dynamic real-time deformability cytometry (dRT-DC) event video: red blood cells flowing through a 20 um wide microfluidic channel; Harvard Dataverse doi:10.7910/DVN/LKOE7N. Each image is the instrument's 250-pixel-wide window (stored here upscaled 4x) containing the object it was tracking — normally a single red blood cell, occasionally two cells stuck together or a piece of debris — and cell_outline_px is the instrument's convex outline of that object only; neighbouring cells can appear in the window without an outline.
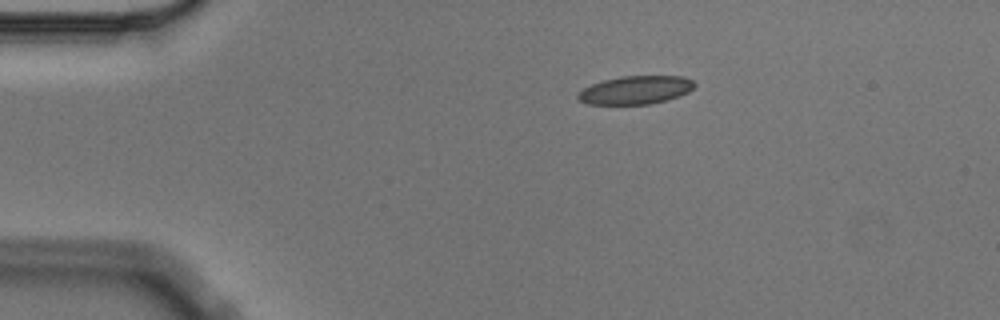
{"species": "Egyptian fruit bat (a non-hibernating species)", "species_latin": "Rousettus aegyptiacus", "temperature_condition": "cold", "stored_images_in_passage": 7, "camera_frame_rate_fps": 3000, "um_per_image_px": 0.085, "animal": {"sex": "male"}, "frame": {"image": 1, "passage_image": 2, "time_ms": 0.333, "image_size_px": [1000, 320], "cell_outline_px": [[696, 84], [688, 92], [680, 96], [668, 100], [648, 104], [588, 104], [580, 100], [576, 96], [584, 88], [592, 84], [604, 80], [620, 76], [684, 76], [692, 80]], "centroid_in_image_um": [54.05, 7.65], "position_along_channel_um": 30.9, "area_um2": 19.13}}
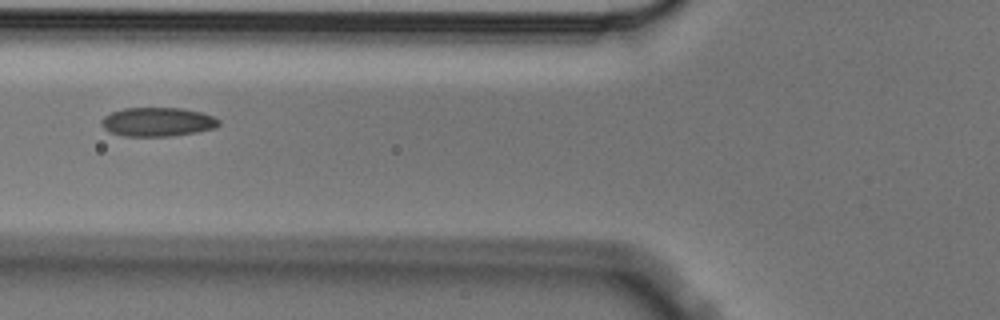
{"frame": {"image": 2, "passage_image": 5, "time_ms": 1.333, "image_size_px": [1000, 320], "cell_outline_px": [[220, 124], [216, 128], [196, 132], [172, 136], [124, 136], [108, 132], [100, 124], [100, 120], [104, 116], [112, 112], [124, 108], [184, 108], [200, 112], [212, 116], [220, 120]], "centroid_in_image_um": [13.38, 10.36], "position_along_channel_um": 112.4, "area_um2": 19.94}}
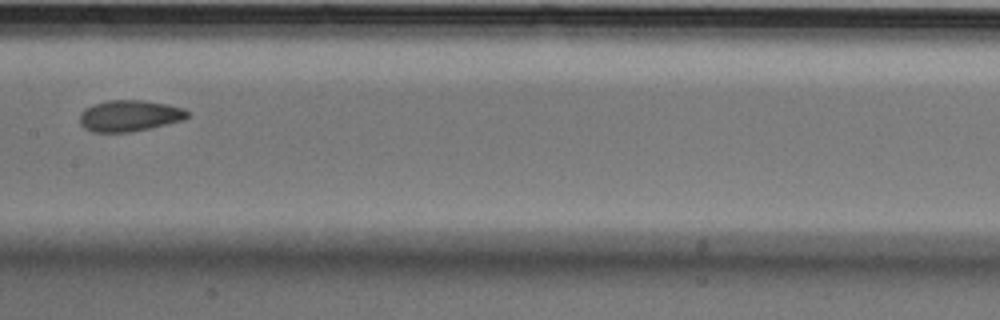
{"frame": {"image": 3, "passage_image": 7, "time_ms": 2.0, "image_size_px": [1000, 320], "cell_outline_px": [[188, 116], [184, 120], [132, 132], [92, 132], [84, 128], [80, 124], [80, 112], [84, 108], [92, 104], [108, 100], [144, 100], [168, 104], [184, 108], [188, 112]], "centroid_in_image_um": [10.99, 9.83], "position_along_channel_um": 196.4, "area_um2": 19.83}}